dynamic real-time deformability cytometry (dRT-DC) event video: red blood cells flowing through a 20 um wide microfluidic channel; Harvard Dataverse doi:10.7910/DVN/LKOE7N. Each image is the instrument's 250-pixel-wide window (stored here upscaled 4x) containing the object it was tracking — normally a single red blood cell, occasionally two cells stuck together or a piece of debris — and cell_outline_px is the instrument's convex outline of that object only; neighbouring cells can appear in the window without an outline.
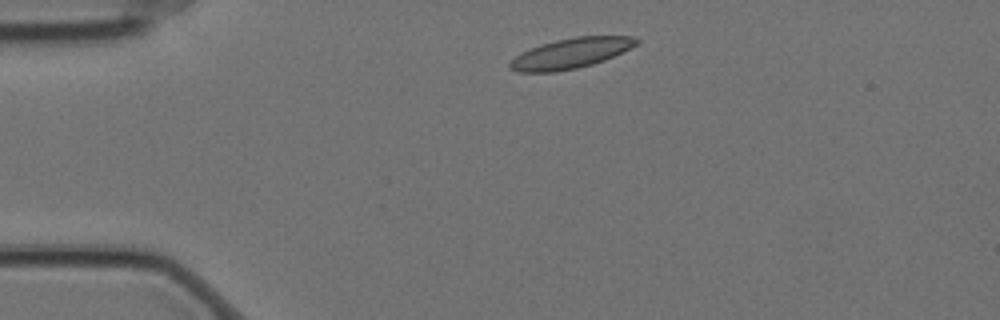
{"species": "Egyptian fruit bat (a non-hibernating species)", "species_latin": "Rousettus aegyptiacus", "temperature_condition": "cold", "stored_images_in_passage": 2, "camera_frame_rate_fps": 3000, "um_per_image_px": 0.085, "animal": {"sex": "female"}, "frame": {"image": 1, "passage_image": 1, "time_ms": 0.0, "image_size_px": [1000, 320], "cell_outline_px": [[640, 40], [636, 44], [604, 60], [592, 64], [576, 68], [556, 72], [516, 72], [508, 68], [508, 64], [520, 52], [540, 44], [556, 40], [576, 36], [632, 36]], "centroid_in_image_um": [48.45, 4.53], "position_along_channel_um": 36.6, "area_um2": 22.14}}